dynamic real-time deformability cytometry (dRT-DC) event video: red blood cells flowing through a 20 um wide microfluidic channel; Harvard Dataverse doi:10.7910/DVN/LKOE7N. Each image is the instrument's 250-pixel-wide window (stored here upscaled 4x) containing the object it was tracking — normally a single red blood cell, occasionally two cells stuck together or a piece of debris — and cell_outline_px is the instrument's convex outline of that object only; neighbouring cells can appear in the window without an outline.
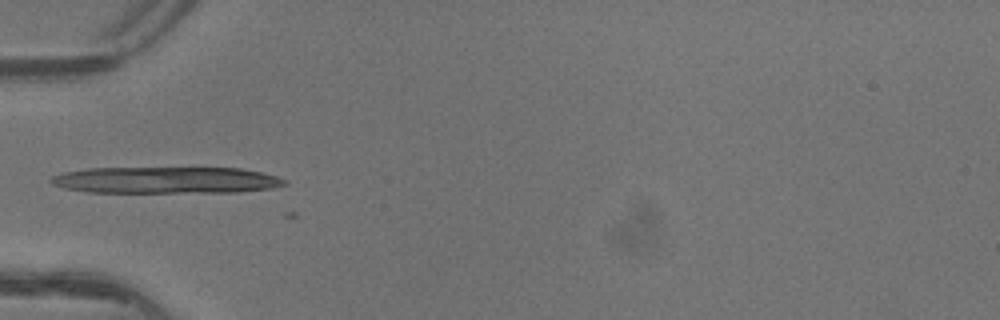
{"species": "common noctule bat (a hibernating species)", "species_latin": "Nyctalus noctula", "temperature_condition": "warm", "stored_images_in_passage": 5, "camera_frame_rate_fps": 3000, "um_per_image_px": 0.085, "animal": {"sex": "female"}, "frame": {"image": 1, "passage_image": 4, "time_ms": 1.0, "image_size_px": [1000, 320], "cell_outline_px": [[288, 184], [272, 188], [236, 192], [88, 192], [64, 188], [52, 184], [48, 180], [52, 176], [64, 172], [88, 168], [240, 168], [260, 172], [276, 176], [288, 180]], "centroid_in_image_um": [14.12, 15.31], "position_along_channel_um": 70.9, "area_um2": 36.24}}